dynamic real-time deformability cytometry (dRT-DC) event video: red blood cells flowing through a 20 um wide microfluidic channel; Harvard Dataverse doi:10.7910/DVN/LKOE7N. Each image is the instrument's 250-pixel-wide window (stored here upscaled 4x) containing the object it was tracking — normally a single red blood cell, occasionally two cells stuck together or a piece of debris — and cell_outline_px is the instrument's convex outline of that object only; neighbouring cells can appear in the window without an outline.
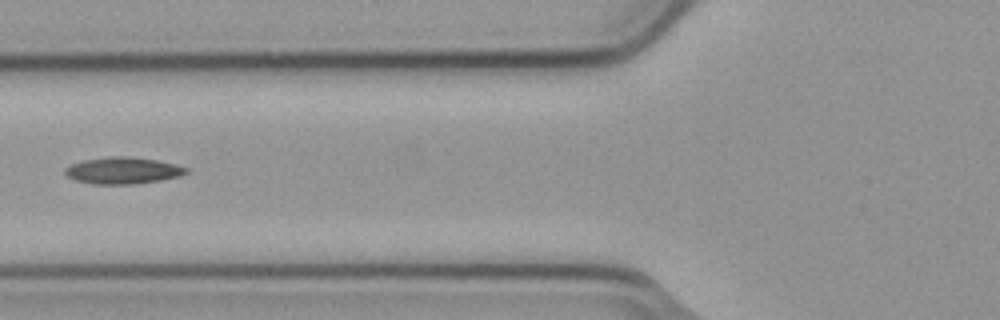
{"species": "common noctule bat (a hibernating species)", "species_latin": "Nyctalus noctula", "temperature_condition": "cold", "stored_images_in_passage": 2, "camera_frame_rate_fps": 3000, "um_per_image_px": 0.085, "animal": {"sex": "male", "body_mass_g": 23.1, "forearm_length_mm": 52.7}, "frame": {"image": 1, "passage_image": 2, "time_ms": 0.333, "image_size_px": [1000, 320], "cell_outline_px": [[188, 172], [180, 176], [160, 180], [132, 184], [96, 184], [76, 180], [68, 176], [64, 172], [64, 168], [72, 164], [84, 160], [112, 156], [128, 156], [156, 160], [176, 164], [188, 168]], "centroid_in_image_um": [10.46, 14.49], "position_along_channel_um": 115.3, "area_um2": 18.67}}